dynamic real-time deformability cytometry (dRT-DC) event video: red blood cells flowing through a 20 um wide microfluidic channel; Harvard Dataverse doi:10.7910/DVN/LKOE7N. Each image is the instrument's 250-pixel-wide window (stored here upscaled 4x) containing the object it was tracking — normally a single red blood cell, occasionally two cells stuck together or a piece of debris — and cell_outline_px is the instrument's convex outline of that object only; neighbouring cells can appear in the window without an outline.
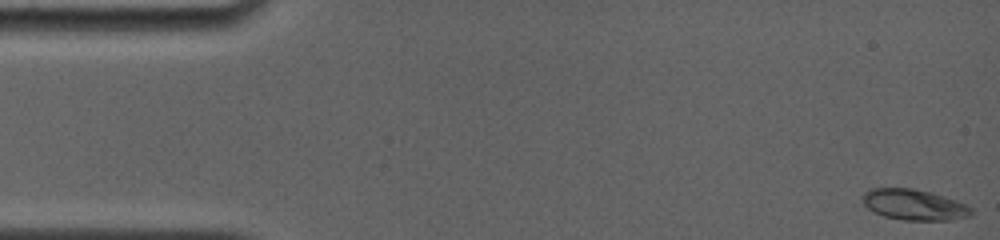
{"species": "common noctule bat (a hibernating species)", "species_latin": "Nyctalus noctula", "temperature_condition": "room temperature", "stored_images_in_passage": 37, "camera_frame_rate_fps": 4000, "um_per_image_px": 0.085, "animal": {"sex": "female", "body_mass_g": 19.0, "forearm_length_mm": 56.7}, "frame": {"image": 1, "passage_image": 1, "time_ms": 0.0, "image_size_px": [1000, 240], "cell_outline_px": [[972, 216], [948, 220], [904, 220], [884, 216], [868, 208], [864, 204], [860, 196], [868, 188], [912, 188], [932, 192], [956, 200], [972, 208]], "centroid_in_image_um": [77.68, 17.39], "position_along_channel_um": 7.3, "area_um2": 19.59}}
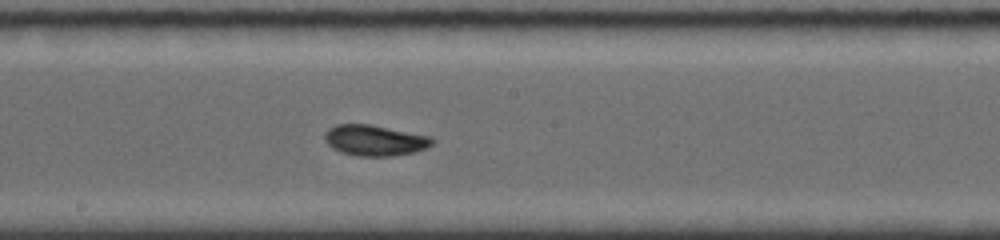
{"frame": {"image": 2, "passage_image": 21, "time_ms": 8.75, "image_size_px": [1000, 240], "cell_outline_px": [[436, 140], [432, 144], [416, 152], [392, 156], [356, 156], [340, 152], [332, 148], [324, 140], [324, 132], [328, 128], [336, 124], [372, 124], [432, 136]], "centroid_in_image_um": [31.85, 11.92], "position_along_channel_um": 216.3, "area_um2": 19.65}}
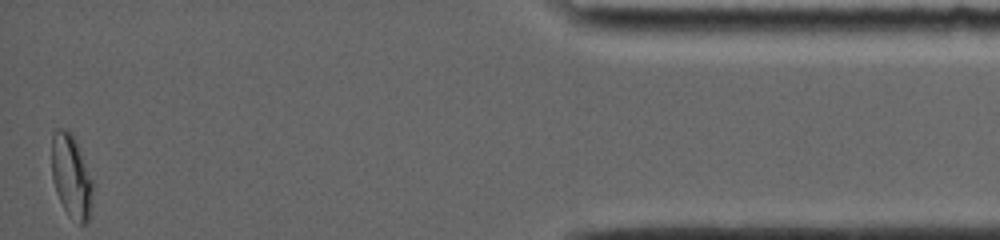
{"frame": {"image": 3, "passage_image": 37, "time_ms": 16.0, "image_size_px": [1000, 240], "cell_outline_px": [[92, 188], [88, 220], [84, 224], [80, 224], [64, 208], [56, 192], [52, 180], [52, 132], [56, 128], [64, 128], [72, 132], [92, 180]], "centroid_in_image_um": [6.02, 14.91], "position_along_channel_um": 429.2, "area_um2": 19.48}, "authors_computed_cell_mechanics": {"area_um2": 19.0162, "velocity_mm_per_s": 3.8123, "shape_relaxation_time_tau1_ms": 5.6512, "shape_relaxation_time_tau2_ms": 1.3697, "deformation_change_tau1": 0.1535, "deformation_change_tau2": 0.0349}}